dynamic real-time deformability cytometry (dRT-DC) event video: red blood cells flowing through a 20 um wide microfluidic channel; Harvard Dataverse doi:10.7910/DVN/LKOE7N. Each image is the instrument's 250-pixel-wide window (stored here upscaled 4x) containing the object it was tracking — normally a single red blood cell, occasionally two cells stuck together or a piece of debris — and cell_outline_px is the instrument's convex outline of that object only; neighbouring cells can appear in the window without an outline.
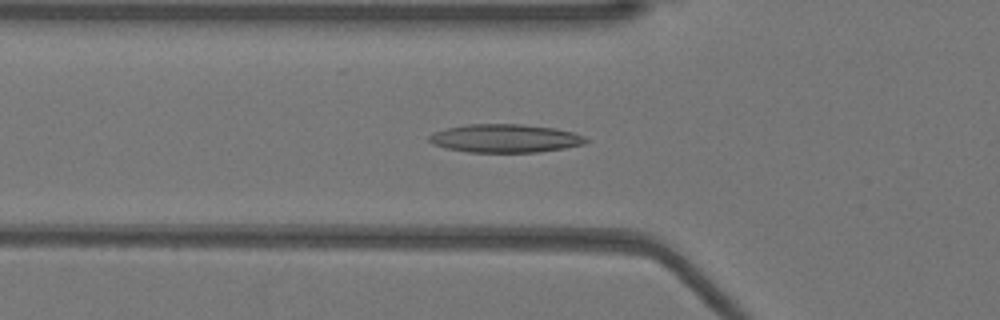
{"species": "Egyptian fruit bat (a non-hibernating species)", "species_latin": "Rousettus aegyptiacus", "temperature_condition": "warm", "stored_images_in_passage": 51, "camera_frame_rate_fps": 3000, "um_per_image_px": 0.085, "animal": {"sex": "female"}, "frame": {"image": 1, "passage_image": 17, "time_ms": 5.333, "image_size_px": [1000, 320], "cell_outline_px": [[588, 140], [584, 144], [564, 148], [540, 152], [468, 152], [448, 148], [432, 144], [428, 140], [428, 136], [432, 132], [448, 128], [468, 124], [520, 124], [556, 128], [572, 132], [584, 136]], "centroid_in_image_um": [42.93, 11.76], "position_along_channel_um": 82.9, "area_um2": 25.84}}
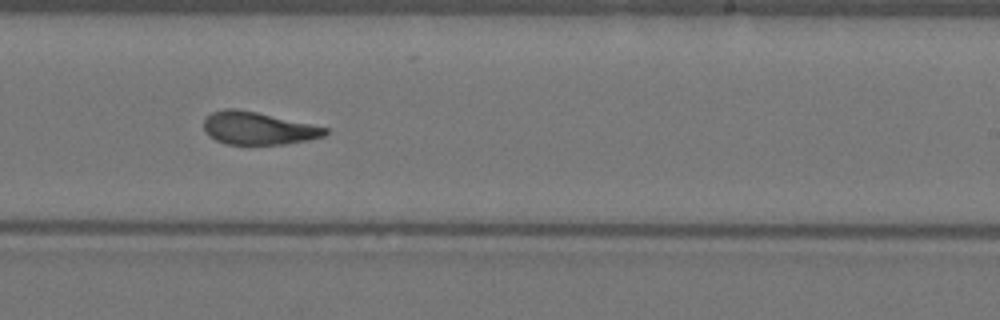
{"frame": {"image": 2, "passage_image": 31, "time_ms": 10.0, "image_size_px": [1000, 320], "cell_outline_px": [[328, 132], [324, 136], [308, 140], [284, 144], [224, 144], [208, 136], [204, 128], [204, 120], [212, 112], [224, 108], [236, 108], [256, 112], [328, 128]], "centroid_in_image_um": [21.9, 10.9], "position_along_channel_um": 267.1, "area_um2": 22.95}}
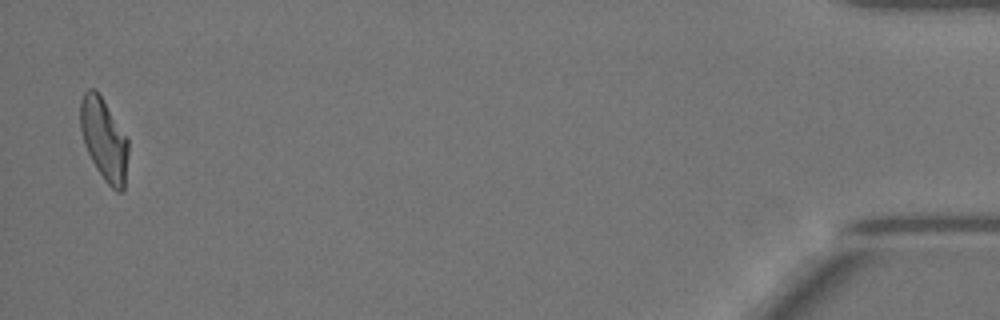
{"frame": {"image": 3, "passage_image": 50, "time_ms": 16.333, "image_size_px": [1000, 320], "cell_outline_px": [[128, 152], [124, 192], [116, 192], [104, 180], [96, 168], [84, 144], [80, 128], [80, 100], [84, 92], [88, 88], [92, 88], [100, 96], [128, 136]], "centroid_in_image_um": [8.85, 11.87], "position_along_channel_um": 426.3, "area_um2": 23.0}, "authors_computed_cell_mechanics": {"area_um2": 24.2182, "velocity_mm_per_s": 3.9291, "shape_relaxation_time_tau1_ms": null, "shape_relaxation_time_tau2_ms": 2.0089, "deformation_change_tau1": null, "deformation_change_tau2": 0.1035}}